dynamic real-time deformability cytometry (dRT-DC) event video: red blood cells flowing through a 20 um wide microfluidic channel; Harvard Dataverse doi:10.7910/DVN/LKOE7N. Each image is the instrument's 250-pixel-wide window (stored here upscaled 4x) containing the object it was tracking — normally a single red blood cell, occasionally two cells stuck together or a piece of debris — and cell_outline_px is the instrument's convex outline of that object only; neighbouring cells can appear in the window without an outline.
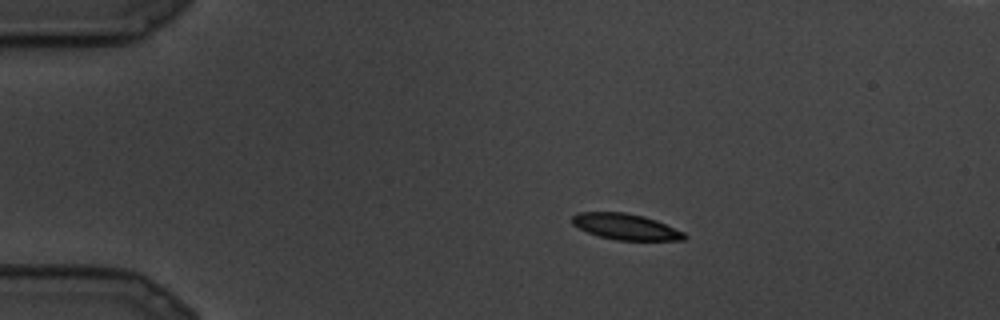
{"species": "common noctule bat (a hibernating species)", "species_latin": "Nyctalus noctula", "temperature_condition": "cold", "stored_images_in_passage": 24, "camera_frame_rate_fps": 3000, "um_per_image_px": 0.085, "animal": {"sex": "male", "body_mass_g": 19.5, "forearm_length_mm": 54.6}, "frame": {"image": 1, "passage_image": 4, "time_ms": 1.0, "image_size_px": [1000, 320], "cell_outline_px": [[688, 236], [684, 240], [616, 240], [600, 236], [588, 232], [572, 224], [572, 216], [576, 212], [624, 212], [644, 216], [656, 220], [684, 232]], "centroid_in_image_um": [53.19, 19.26], "position_along_channel_um": 31.8, "area_um2": 16.94}}
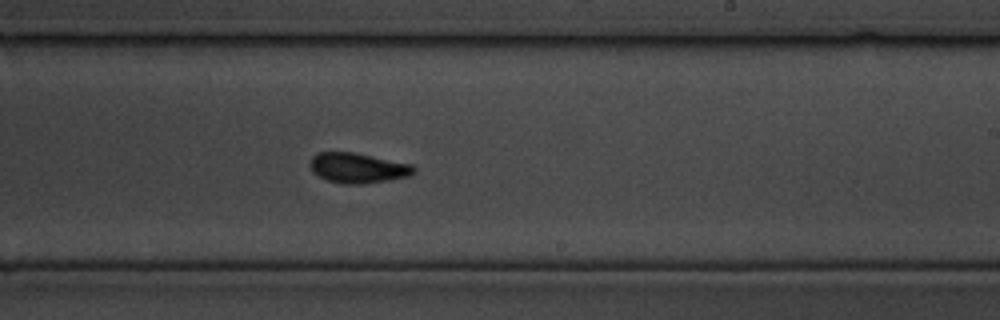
{"frame": {"image": 2, "passage_image": 15, "time_ms": 4.667, "image_size_px": [1000, 320], "cell_outline_px": [[416, 172], [408, 176], [388, 180], [364, 184], [340, 184], [328, 180], [312, 172], [308, 164], [312, 156], [320, 152], [356, 152], [412, 164], [416, 168]], "centroid_in_image_um": [30.41, 14.27], "position_along_channel_um": 258.6, "area_um2": 18.44}}
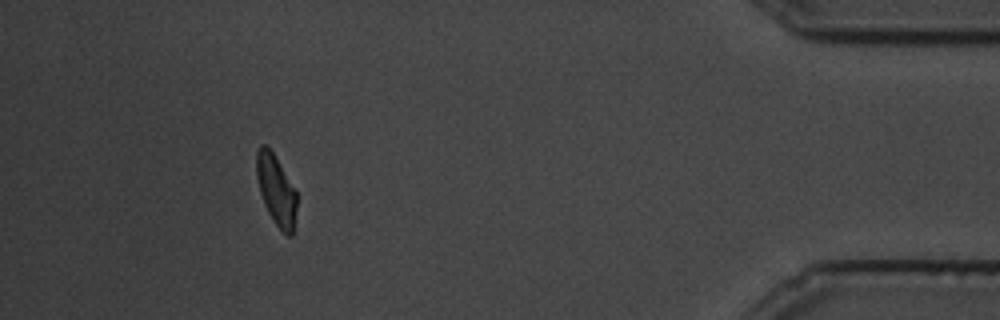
{"frame": {"image": 3, "passage_image": 23, "time_ms": 7.333, "image_size_px": [1000, 320], "cell_outline_px": [[296, 208], [292, 236], [288, 236], [272, 220], [264, 204], [260, 192], [256, 176], [256, 152], [260, 144], [264, 144], [272, 152], [296, 192]], "centroid_in_image_um": [23.44, 16.15], "position_along_channel_um": 411.8, "area_um2": 16.07}}